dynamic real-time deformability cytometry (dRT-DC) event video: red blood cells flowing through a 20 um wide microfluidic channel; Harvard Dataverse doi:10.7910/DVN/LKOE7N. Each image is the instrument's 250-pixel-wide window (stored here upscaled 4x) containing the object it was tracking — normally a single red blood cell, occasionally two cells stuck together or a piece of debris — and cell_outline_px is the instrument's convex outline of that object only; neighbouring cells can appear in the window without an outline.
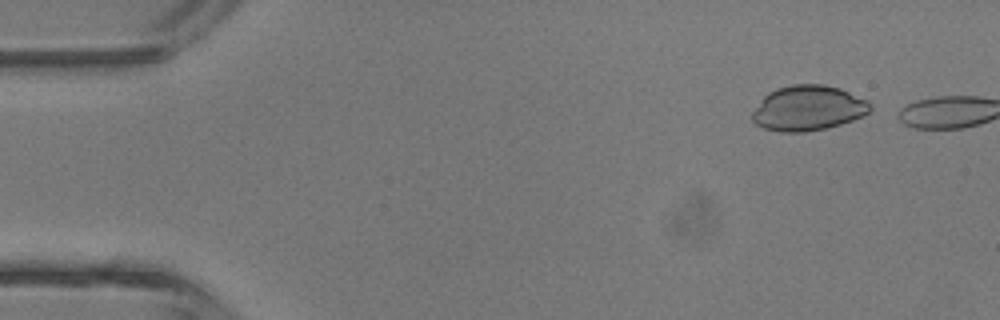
{"species": "common noctule bat (a hibernating species)", "species_latin": "Nyctalus noctula", "temperature_condition": "room temperature", "stored_images_in_passage": 2, "camera_frame_rate_fps": 3000, "um_per_image_px": 0.085, "animal": {"sex": "male", "body_mass_g": 13.3}, "frame": {"image": 1, "passage_image": 1, "time_ms": 0.0, "image_size_px": [1000, 320], "cell_outline_px": [[872, 108], [864, 116], [828, 128], [804, 132], [780, 132], [764, 128], [756, 124], [752, 120], [752, 112], [764, 96], [768, 92], [776, 88], [792, 84], [824, 84], [840, 88], [868, 100], [872, 104]], "centroid_in_image_um": [68.7, 9.19], "position_along_channel_um": 16.3, "area_um2": 31.27}}